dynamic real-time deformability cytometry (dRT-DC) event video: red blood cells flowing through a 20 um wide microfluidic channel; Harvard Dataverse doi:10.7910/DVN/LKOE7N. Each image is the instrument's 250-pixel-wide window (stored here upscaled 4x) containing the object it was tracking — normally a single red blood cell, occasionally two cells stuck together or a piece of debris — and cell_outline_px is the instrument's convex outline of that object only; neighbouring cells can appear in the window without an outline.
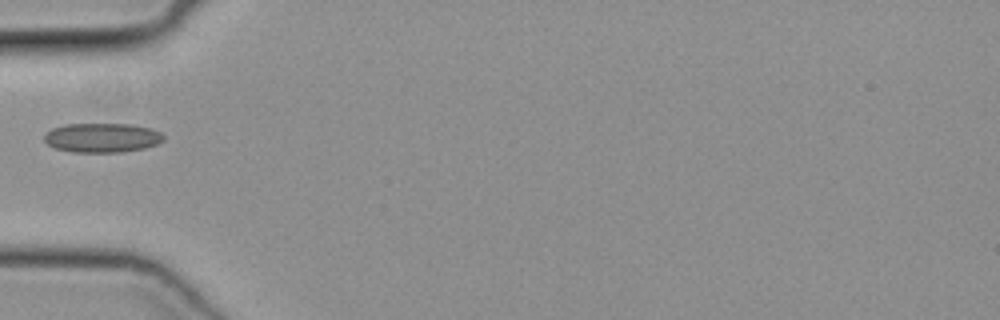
{"species": "common noctule bat (a hibernating species)", "species_latin": "Nyctalus noctula", "temperature_condition": "cold", "stored_images_in_passage": 30, "camera_frame_rate_fps": 3000, "um_per_image_px": 0.085, "animal": {"sex": "female", "body_mass_g": 19.3, "forearm_length_mm": 54.1}, "frame": {"image": 1, "passage_image": 1, "time_ms": 0.0, "image_size_px": [1000, 320], "cell_outline_px": [[164, 140], [156, 144], [144, 148], [120, 152], [72, 152], [56, 148], [48, 144], [44, 140], [44, 136], [52, 128], [64, 124], [132, 124], [152, 128], [160, 132], [164, 136]], "centroid_in_image_um": [8.69, 11.7], "position_along_channel_um": 76.3, "area_um2": 20.4}}
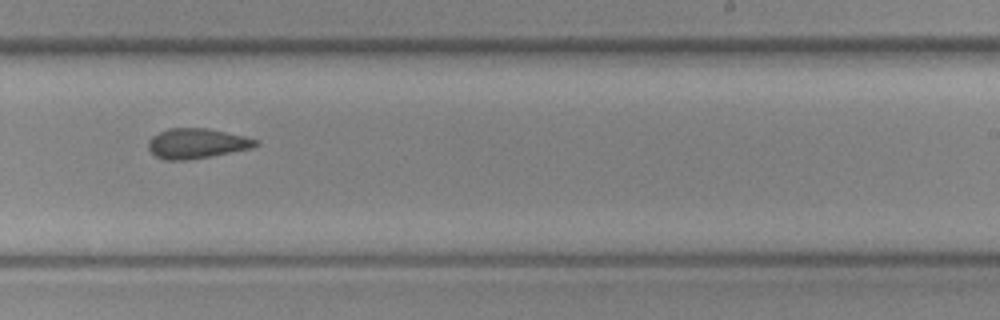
{"frame": {"image": 2, "passage_image": 15, "time_ms": 4.667, "image_size_px": [1000, 320], "cell_outline_px": [[260, 144], [252, 148], [208, 156], [184, 160], [164, 160], [156, 156], [148, 148], [148, 140], [152, 136], [168, 128], [208, 128], [244, 136], [260, 140]], "centroid_in_image_um": [16.73, 12.18], "position_along_channel_um": 272.3, "area_um2": 18.67}}
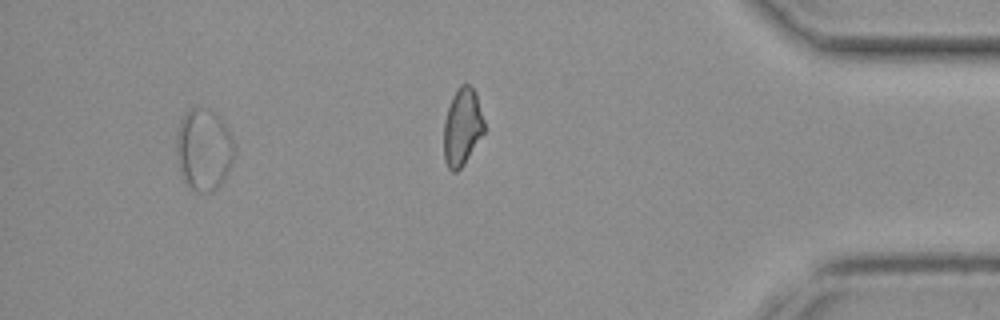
{"frame": {"image": 3, "passage_image": 26, "time_ms": 8.333, "image_size_px": [1000, 320], "cell_outline_px": [[236, 148], [232, 164], [224, 180], [212, 192], [200, 192], [188, 188], [180, 168], [176, 152], [176, 148], [180, 120], [192, 108], [212, 108], [224, 120], [232, 136]], "centroid_in_image_um": [17.38, 12.7], "position_along_channel_um": 417.8, "area_um2": 27.86}}